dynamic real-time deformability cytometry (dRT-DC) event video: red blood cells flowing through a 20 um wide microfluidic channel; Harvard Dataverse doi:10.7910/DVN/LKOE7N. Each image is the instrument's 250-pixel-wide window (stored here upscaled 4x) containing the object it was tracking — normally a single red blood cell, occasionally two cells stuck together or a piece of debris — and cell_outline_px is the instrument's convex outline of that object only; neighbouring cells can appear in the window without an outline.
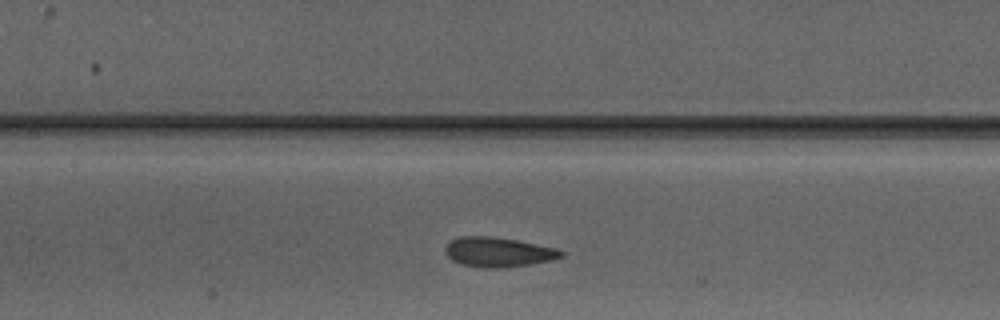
{"species": "Egyptian fruit bat (a non-hibernating species)", "species_latin": "Rousettus aegyptiacus", "temperature_condition": "warm", "stored_images_in_passage": 4, "camera_frame_rate_fps": 3000, "um_per_image_px": 0.085, "animal": {"sex": "male"}, "frame": {"image": 1, "passage_image": 4, "time_ms": 5.667, "image_size_px": [1000, 320], "cell_outline_px": [[564, 256], [552, 260], [528, 264], [500, 268], [484, 268], [460, 264], [452, 260], [444, 252], [444, 248], [448, 240], [460, 236], [492, 236], [516, 240], [556, 248], [564, 252]], "centroid_in_image_um": [42.29, 21.42], "position_along_channel_um": 165.1, "area_um2": 20.17}}